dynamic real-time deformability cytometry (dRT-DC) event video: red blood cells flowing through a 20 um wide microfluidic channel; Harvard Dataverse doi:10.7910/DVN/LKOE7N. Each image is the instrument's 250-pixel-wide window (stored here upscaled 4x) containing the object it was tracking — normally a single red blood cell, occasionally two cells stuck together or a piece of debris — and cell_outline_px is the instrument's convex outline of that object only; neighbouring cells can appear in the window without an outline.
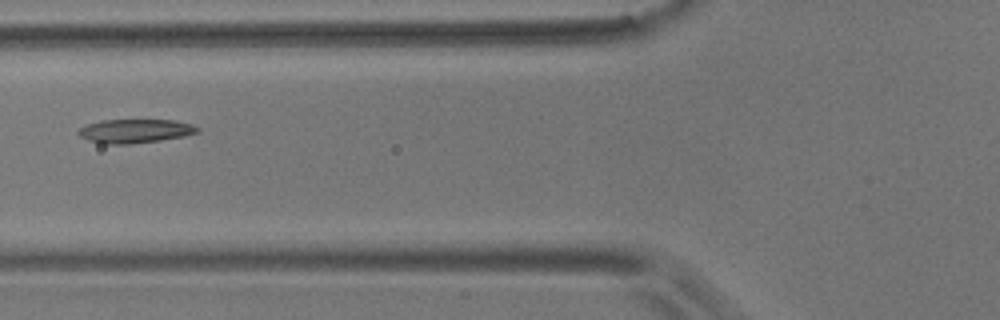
{"species": "common noctule bat (a hibernating species)", "species_latin": "Nyctalus noctula", "temperature_condition": "room temperature", "stored_images_in_passage": 4, "camera_frame_rate_fps": 3000, "um_per_image_px": 0.085, "animal": {"sex": "male", "body_mass_g": 17.9}, "frame": {"image": 1, "passage_image": 4, "time_ms": 1.0, "image_size_px": [1000, 320], "cell_outline_px": [[200, 132], [184, 136], [160, 140], [128, 144], [104, 144], [88, 140], [80, 136], [76, 132], [80, 128], [88, 124], [104, 120], [172, 120], [192, 124], [200, 128]], "centroid_in_image_um": [11.49, 11.14], "position_along_channel_um": 114.3, "area_um2": 16.47}}